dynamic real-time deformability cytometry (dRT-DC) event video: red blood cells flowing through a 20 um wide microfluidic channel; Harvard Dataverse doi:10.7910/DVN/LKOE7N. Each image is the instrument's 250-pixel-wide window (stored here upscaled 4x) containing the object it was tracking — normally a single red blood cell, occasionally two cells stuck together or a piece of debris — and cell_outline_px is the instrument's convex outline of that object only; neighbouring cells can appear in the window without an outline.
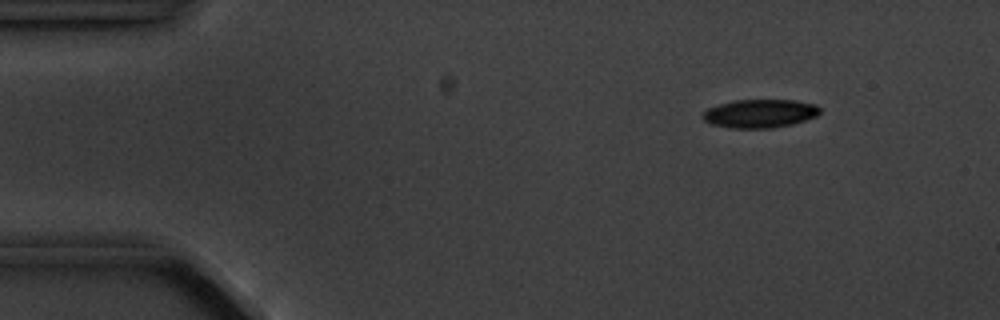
{"species": "common noctule bat (a hibernating species)", "species_latin": "Nyctalus noctula", "temperature_condition": "cold", "stored_images_in_passage": 7, "camera_frame_rate_fps": 3000, "um_per_image_px": 0.085, "animal": {"sex": "male", "body_mass_g": 20.1, "forearm_length_mm": 53.5}, "frame": {"image": 1, "passage_image": 2, "time_ms": 1.0, "image_size_px": [1000, 320], "cell_outline_px": [[820, 112], [816, 116], [792, 124], [772, 128], [732, 128], [712, 124], [704, 120], [704, 112], [708, 108], [732, 100], [796, 100], [816, 104], [820, 108]], "centroid_in_image_um": [64.62, 9.64], "position_along_channel_um": 20.4, "area_um2": 19.31}}